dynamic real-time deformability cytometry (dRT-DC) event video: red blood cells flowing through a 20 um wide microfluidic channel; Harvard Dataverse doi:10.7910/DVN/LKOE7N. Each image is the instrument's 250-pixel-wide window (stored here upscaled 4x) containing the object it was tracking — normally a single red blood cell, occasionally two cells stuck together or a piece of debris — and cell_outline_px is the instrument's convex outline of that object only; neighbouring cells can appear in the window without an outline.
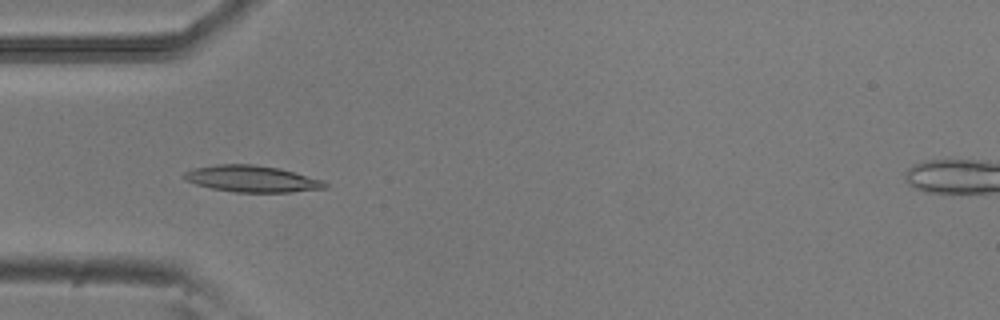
{"species": "common noctule bat (a hibernating species)", "species_latin": "Nyctalus noctula", "temperature_condition": "room temperature", "stored_images_in_passage": 6, "camera_frame_rate_fps": 3000, "um_per_image_px": 0.085, "animal": {"sex": "male", "body_mass_g": 20.5, "forearm_length_mm": 52.5}, "frame": {"image": 1, "passage_image": 4, "time_ms": 1.0, "image_size_px": [1000, 320], "cell_outline_px": [[328, 188], [292, 192], [236, 192], [212, 188], [196, 184], [184, 180], [180, 176], [184, 172], [192, 168], [216, 164], [252, 164], [280, 168], [324, 180], [328, 184]], "centroid_in_image_um": [21.4, 15.19], "position_along_channel_um": 63.6, "area_um2": 22.02}}
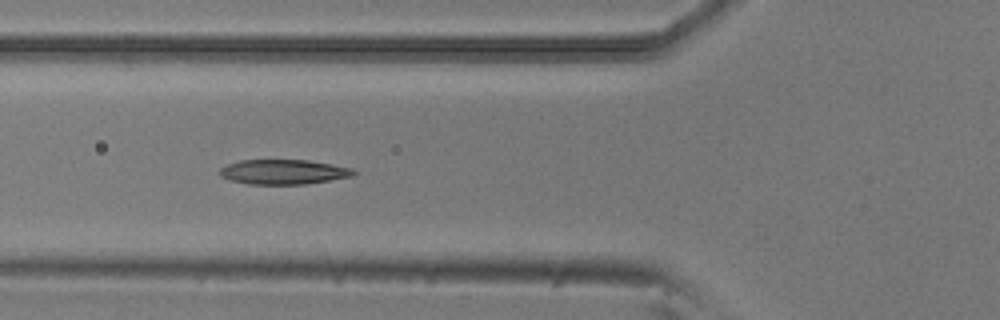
{"frame": {"image": 2, "passage_image": 5, "time_ms": 1.333, "image_size_px": [1000, 320], "cell_outline_px": [[356, 176], [304, 184], [248, 184], [232, 180], [220, 176], [220, 168], [228, 164], [240, 160], [308, 160], [332, 164], [352, 168], [356, 172]], "centroid_in_image_um": [24.13, 14.61], "position_along_channel_um": 101.7, "area_um2": 19.31}}
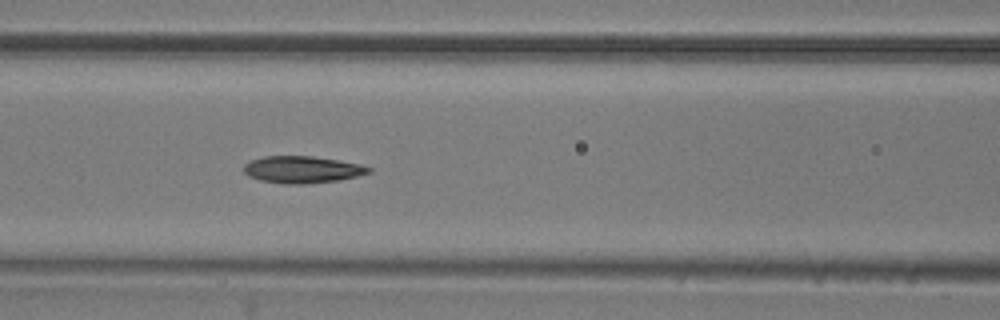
{"frame": {"image": 3, "passage_image": 6, "time_ms": 1.667, "image_size_px": [1000, 320], "cell_outline_px": [[372, 172], [356, 176], [336, 180], [304, 184], [284, 184], [260, 180], [248, 176], [244, 172], [244, 164], [252, 160], [264, 156], [312, 156], [360, 164], [372, 168]], "centroid_in_image_um": [25.67, 14.41], "position_along_channel_um": 140.9, "area_um2": 19.48}}